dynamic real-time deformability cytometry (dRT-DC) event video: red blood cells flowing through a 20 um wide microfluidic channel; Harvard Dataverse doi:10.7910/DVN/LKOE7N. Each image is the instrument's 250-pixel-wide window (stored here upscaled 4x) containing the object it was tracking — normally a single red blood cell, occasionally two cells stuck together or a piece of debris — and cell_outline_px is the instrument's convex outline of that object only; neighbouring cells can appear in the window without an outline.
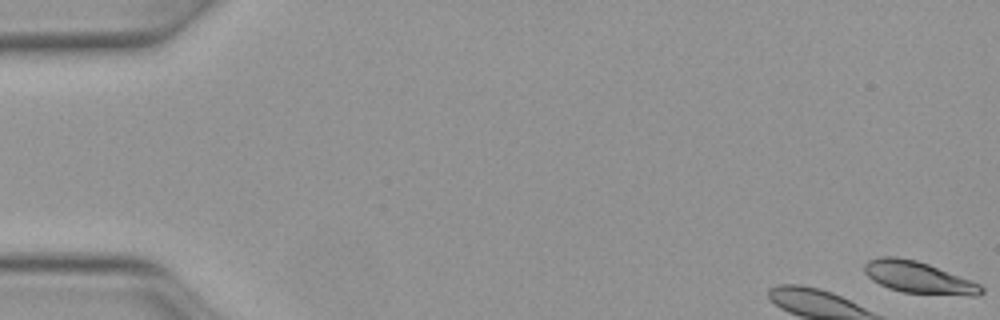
{"species": "Egyptian fruit bat (a non-hibernating species)", "species_latin": "Rousettus aegyptiacus", "temperature_condition": "warm", "stored_images_in_passage": 9, "camera_frame_rate_fps": 3000, "um_per_image_px": 0.085, "animal": {"sex": "female"}, "frame": {"image": 1, "passage_image": 1, "time_ms": 0.0, "image_size_px": [1000, 320], "cell_outline_px": [[984, 292], [976, 296], [968, 296], [904, 292], [888, 288], [872, 280], [864, 272], [864, 264], [868, 260], [880, 256], [896, 256], [916, 260], [928, 264], [972, 280], [980, 284], [984, 288]], "centroid_in_image_um": [78.09, 23.58], "position_along_channel_um": 6.9, "area_um2": 21.79}}